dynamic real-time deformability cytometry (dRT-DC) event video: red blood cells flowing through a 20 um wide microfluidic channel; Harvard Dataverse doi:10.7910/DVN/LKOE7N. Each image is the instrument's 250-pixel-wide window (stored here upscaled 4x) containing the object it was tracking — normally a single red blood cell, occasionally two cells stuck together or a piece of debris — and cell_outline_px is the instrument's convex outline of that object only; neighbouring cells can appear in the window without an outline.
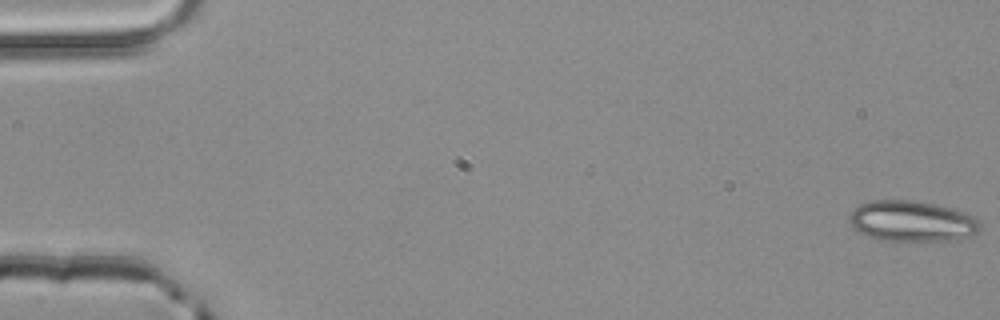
{"species": "common noctule bat (a hibernating species)", "species_latin": "Nyctalus noctula", "temperature_condition": "room temperature", "stored_images_in_passage": 14, "camera_frame_rate_fps": 3000, "um_per_image_px": 0.085, "animal": {"sex": "male", "body_mass_g": 20.4}, "frame": {"image": 1, "passage_image": 1, "time_ms": 0.0, "image_size_px": [1000, 320], "cell_outline_px": [[980, 228], [976, 232], [968, 236], [956, 240], [876, 240], [860, 232], [848, 220], [848, 216], [860, 204], [872, 200], [912, 200], [932, 204], [948, 208], [972, 216], [980, 220]], "centroid_in_image_um": [77.48, 18.8], "position_along_channel_um": 7.5, "area_um2": 30.52}}